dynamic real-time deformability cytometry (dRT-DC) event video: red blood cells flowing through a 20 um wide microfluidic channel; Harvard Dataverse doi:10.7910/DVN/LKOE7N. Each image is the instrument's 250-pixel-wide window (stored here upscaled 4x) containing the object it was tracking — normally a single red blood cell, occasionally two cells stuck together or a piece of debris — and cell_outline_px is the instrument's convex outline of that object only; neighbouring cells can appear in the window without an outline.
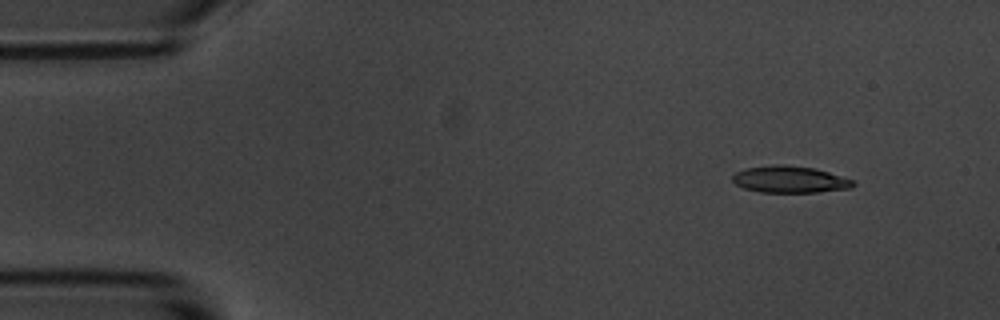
{"species": "common noctule bat (a hibernating species)", "species_latin": "Nyctalus noctula", "temperature_condition": "room temperature", "stored_images_in_passage": 6, "camera_frame_rate_fps": 3000, "um_per_image_px": 0.085, "animal": {"sex": "male", "body_mass_g": 20.1, "forearm_length_mm": 53.5}, "frame": {"image": 1, "passage_image": 2, "time_ms": 1.333, "image_size_px": [1000, 320], "cell_outline_px": [[856, 184], [852, 188], [816, 192], [760, 192], [744, 188], [736, 184], [732, 180], [732, 176], [736, 172], [744, 168], [772, 164], [784, 164], [816, 168], [856, 180]], "centroid_in_image_um": [67.16, 15.24], "position_along_channel_um": 17.8, "area_um2": 19.13}}
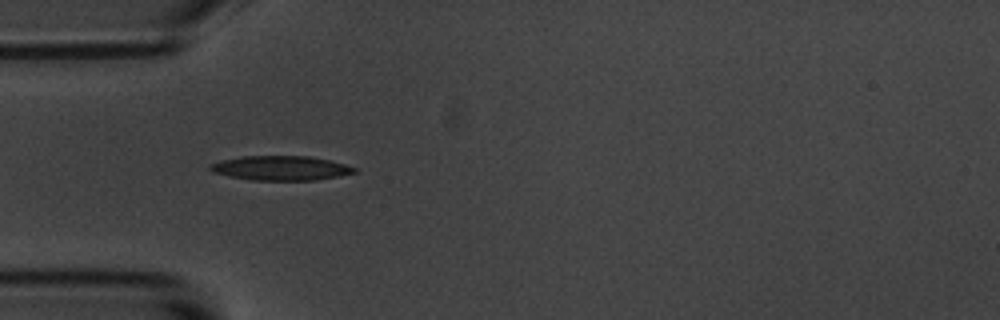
{"frame": {"image": 2, "passage_image": 5, "time_ms": 5.0, "image_size_px": [1000, 320], "cell_outline_px": [[356, 172], [340, 176], [316, 180], [252, 180], [212, 172], [208, 168], [208, 164], [220, 160], [240, 156], [308, 156], [328, 160], [344, 164], [356, 168]], "centroid_in_image_um": [23.83, 14.28], "position_along_channel_um": 61.2, "area_um2": 20.52}}